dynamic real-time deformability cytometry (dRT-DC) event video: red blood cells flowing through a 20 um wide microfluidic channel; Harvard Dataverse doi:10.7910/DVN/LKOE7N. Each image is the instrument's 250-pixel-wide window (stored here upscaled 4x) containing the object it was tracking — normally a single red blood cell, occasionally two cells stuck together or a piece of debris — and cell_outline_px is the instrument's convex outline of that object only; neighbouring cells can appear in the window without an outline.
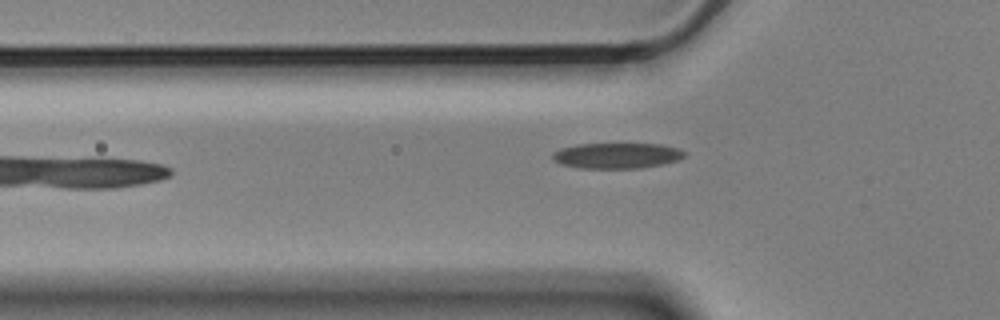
{"species": "Egyptian fruit bat (a non-hibernating species)", "species_latin": "Rousettus aegyptiacus", "temperature_condition": "cold", "stored_images_in_passage": 6, "segment_of_instrument_passage": [2, 2], "camera_frame_rate_fps": 3000, "um_per_image_px": 0.085, "animal": {"sex": "male"}, "frame": {"image": 1, "passage_image": 6, "time_ms": 1.667, "image_size_px": [1000, 320], "cell_outline_px": [[684, 156], [676, 160], [660, 164], [640, 168], [580, 168], [560, 164], [552, 160], [552, 152], [560, 148], [576, 144], [660, 144], [680, 148], [684, 152]], "centroid_in_image_um": [52.36, 13.22], "position_along_channel_um": 73.4, "area_um2": 19.65}}